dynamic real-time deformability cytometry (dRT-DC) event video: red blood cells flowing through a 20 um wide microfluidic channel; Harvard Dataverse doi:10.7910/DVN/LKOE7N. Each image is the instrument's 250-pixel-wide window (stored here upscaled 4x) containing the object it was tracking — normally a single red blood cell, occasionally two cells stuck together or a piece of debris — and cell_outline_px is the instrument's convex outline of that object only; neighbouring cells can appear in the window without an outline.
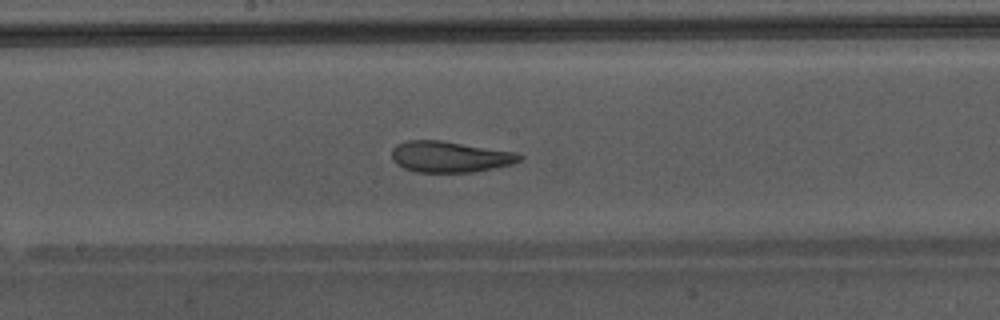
{"species": "Egyptian fruit bat (a non-hibernating species)", "species_latin": "Rousettus aegyptiacus", "temperature_condition": "warm", "stored_images_in_passage": 49, "camera_frame_rate_fps": 3000, "um_per_image_px": 0.085, "animal": {"sex": "male"}, "frame": {"image": 1, "passage_image": 28, "time_ms": 9.0, "image_size_px": [1000, 320], "cell_outline_px": [[524, 156], [520, 160], [512, 164], [472, 172], [416, 172], [404, 168], [396, 164], [392, 160], [392, 148], [396, 144], [408, 140], [440, 140], [516, 152]], "centroid_in_image_um": [38.21, 13.32], "position_along_channel_um": 210.0, "area_um2": 23.12}, "authors_computed_cell_mechanics": {"area_um2": 26.7036, "velocity_mm_per_s": 4.3608, "shape_relaxation_time_tau1_ms": 7.8453, "shape_relaxation_time_tau2_ms": 1.2585, "deformation_change_tau1": 0.2269, "deformation_change_tau2": 0.0909}}